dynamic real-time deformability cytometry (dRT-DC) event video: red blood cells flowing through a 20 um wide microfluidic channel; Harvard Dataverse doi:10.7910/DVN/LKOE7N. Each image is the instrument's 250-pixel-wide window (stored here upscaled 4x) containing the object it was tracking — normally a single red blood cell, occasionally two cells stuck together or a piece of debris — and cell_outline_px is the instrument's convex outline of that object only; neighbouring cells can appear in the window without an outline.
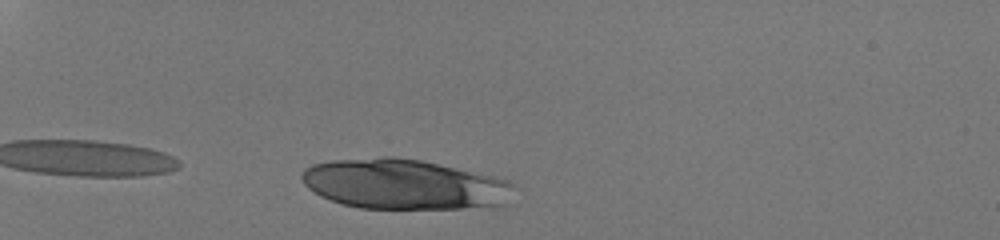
{"species": "human", "species_latin": "Homo sapiens", "temperature_condition": "room temperature", "stored_images_in_passage": 32, "camera_frame_rate_fps": 3000, "um_per_image_px": 0.085, "donor": {"sex": "male"}, "frame": {"image": 1, "passage_image": 3, "time_ms": 0.667, "image_size_px": [1000, 240], "cell_outline_px": [[516, 184], [504, 208], [360, 208], [344, 204], [320, 196], [308, 188], [304, 184], [300, 176], [300, 172], [304, 168], [312, 164], [332, 160], [380, 156], [392, 156], [420, 160], [492, 176], [508, 180]], "centroid_in_image_um": [34.37, 15.67], "position_along_channel_um": 50.6, "area_um2": 62.42}}
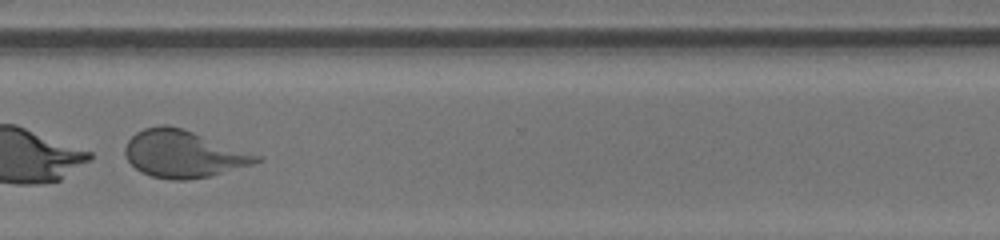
{"frame": {"image": 2, "passage_image": 29, "time_ms": 9.333, "image_size_px": [1000, 240], "cell_outline_px": [[264, 160], [252, 164], [208, 176], [188, 180], [172, 180], [152, 176], [140, 172], [128, 160], [124, 152], [124, 148], [128, 140], [136, 132], [144, 128], [164, 124], [180, 128], [264, 156]], "centroid_in_image_um": [15.59, 13.09], "position_along_channel_um": 355.0, "area_um2": 35.84}}